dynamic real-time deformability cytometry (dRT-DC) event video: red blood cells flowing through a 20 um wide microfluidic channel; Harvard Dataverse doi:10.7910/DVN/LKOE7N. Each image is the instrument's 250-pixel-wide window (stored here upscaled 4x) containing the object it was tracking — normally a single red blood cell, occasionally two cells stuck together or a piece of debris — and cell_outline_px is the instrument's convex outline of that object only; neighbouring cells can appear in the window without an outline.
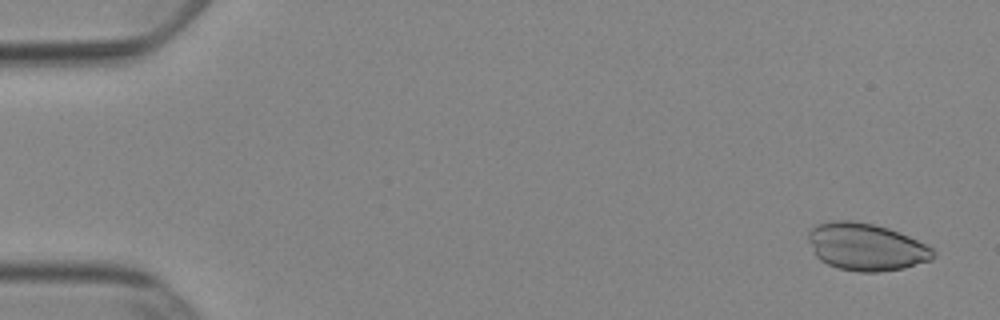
{"species": "Egyptian fruit bat (a non-hibernating species)", "species_latin": "Rousettus aegyptiacus", "temperature_condition": "cold", "stored_images_in_passage": 48, "camera_frame_rate_fps": 3000, "um_per_image_px": 0.085, "animal": {"sex": "female"}, "frame": {"image": 1, "passage_image": 3, "time_ms": 0.667, "image_size_px": [1000, 320], "cell_outline_px": [[936, 256], [932, 260], [904, 268], [880, 272], [860, 272], [840, 268], [828, 264], [820, 260], [816, 256], [808, 240], [808, 232], [816, 224], [832, 220], [852, 220], [872, 224], [888, 228], [908, 236], [932, 248], [936, 252]], "centroid_in_image_um": [73.62, 20.98], "position_along_channel_um": 11.4, "area_um2": 34.45}}
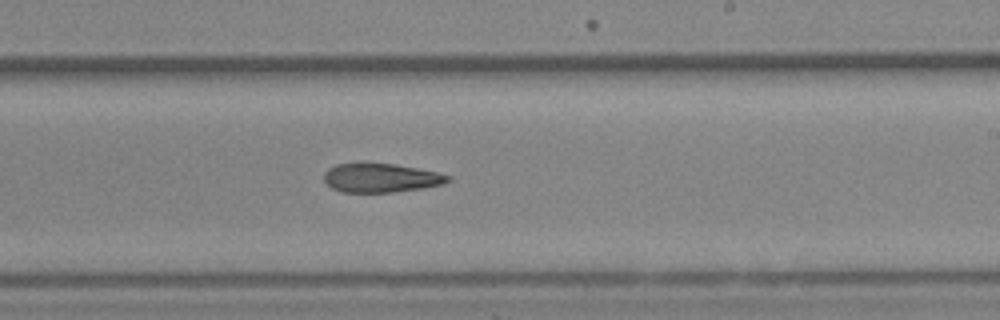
{"frame": {"image": 2, "passage_image": 28, "time_ms": 9.0, "image_size_px": [1000, 320], "cell_outline_px": [[452, 180], [444, 184], [420, 188], [392, 192], [340, 192], [332, 188], [324, 180], [324, 172], [328, 168], [336, 164], [392, 164], [416, 168], [436, 172], [452, 176]], "centroid_in_image_um": [32.38, 15.13], "position_along_channel_um": 256.6, "area_um2": 20.63}}
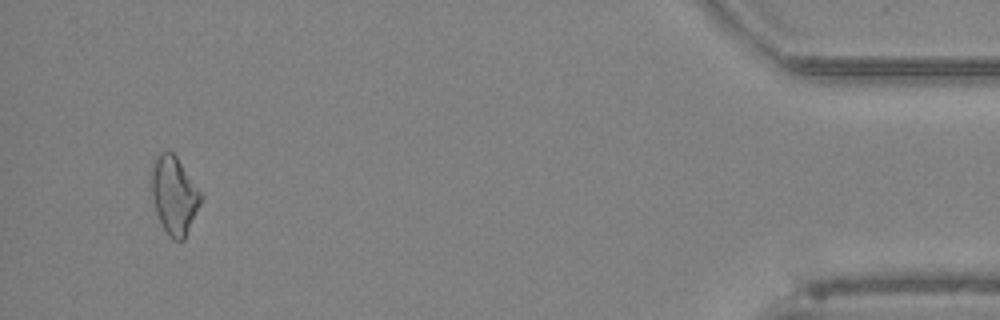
{"frame": {"image": 3, "passage_image": 46, "time_ms": 15.0, "image_size_px": [1000, 320], "cell_outline_px": [[204, 196], [184, 240], [172, 240], [168, 236], [156, 212], [152, 196], [152, 172], [156, 156], [160, 152], [172, 152], [176, 156], [204, 192]], "centroid_in_image_um": [14.86, 16.6], "position_along_channel_um": 420.3, "area_um2": 22.48}}